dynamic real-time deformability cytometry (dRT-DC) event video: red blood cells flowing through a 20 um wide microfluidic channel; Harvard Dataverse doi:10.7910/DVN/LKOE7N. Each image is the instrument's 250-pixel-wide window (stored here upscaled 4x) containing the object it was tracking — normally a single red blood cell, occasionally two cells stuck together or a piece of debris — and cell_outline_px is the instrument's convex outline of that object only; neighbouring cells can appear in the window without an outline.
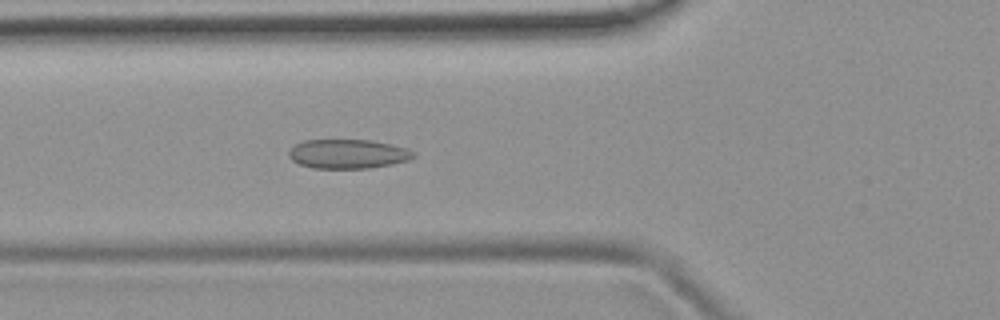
{"species": "common noctule bat (a hibernating species)", "species_latin": "Nyctalus noctula", "temperature_condition": "room temperature", "stored_images_in_passage": 5, "camera_frame_rate_fps": 3000, "um_per_image_px": 0.085, "animal": {"sex": "female", "body_mass_g": 19.9}, "frame": {"image": 1, "passage_image": 5, "time_ms": 4.667, "image_size_px": [1000, 320], "cell_outline_px": [[416, 156], [408, 160], [392, 164], [368, 168], [312, 168], [300, 164], [292, 160], [288, 156], [288, 152], [296, 144], [304, 140], [372, 140], [408, 148], [416, 152]], "centroid_in_image_um": [29.6, 13.08], "position_along_channel_um": 96.2, "area_um2": 21.27}}